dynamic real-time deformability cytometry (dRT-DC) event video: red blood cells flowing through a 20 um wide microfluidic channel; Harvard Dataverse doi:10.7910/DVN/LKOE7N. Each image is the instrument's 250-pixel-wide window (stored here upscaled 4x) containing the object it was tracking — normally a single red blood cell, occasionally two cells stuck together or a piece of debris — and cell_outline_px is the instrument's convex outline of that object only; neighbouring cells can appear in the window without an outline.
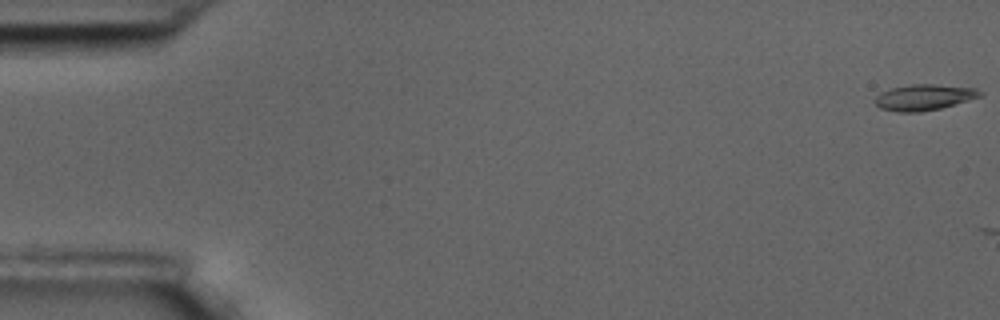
{"species": "common noctule bat (a hibernating species)", "species_latin": "Nyctalus noctula", "temperature_condition": "room temperature", "stored_images_in_passage": 2, "camera_frame_rate_fps": 3000, "um_per_image_px": 0.085, "animal": {"sex": "male", "body_mass_g": 17.5, "forearm_length_mm": 52.3}, "frame": {"image": 1, "passage_image": 1, "time_ms": 0.0, "image_size_px": [1000, 320], "cell_outline_px": [[980, 96], [968, 100], [940, 108], [920, 112], [896, 112], [880, 108], [876, 104], [876, 96], [880, 92], [892, 88], [912, 84], [932, 84], [976, 88], [980, 92]], "centroid_in_image_um": [78.5, 8.27], "position_along_channel_um": 6.5, "area_um2": 15.61}}